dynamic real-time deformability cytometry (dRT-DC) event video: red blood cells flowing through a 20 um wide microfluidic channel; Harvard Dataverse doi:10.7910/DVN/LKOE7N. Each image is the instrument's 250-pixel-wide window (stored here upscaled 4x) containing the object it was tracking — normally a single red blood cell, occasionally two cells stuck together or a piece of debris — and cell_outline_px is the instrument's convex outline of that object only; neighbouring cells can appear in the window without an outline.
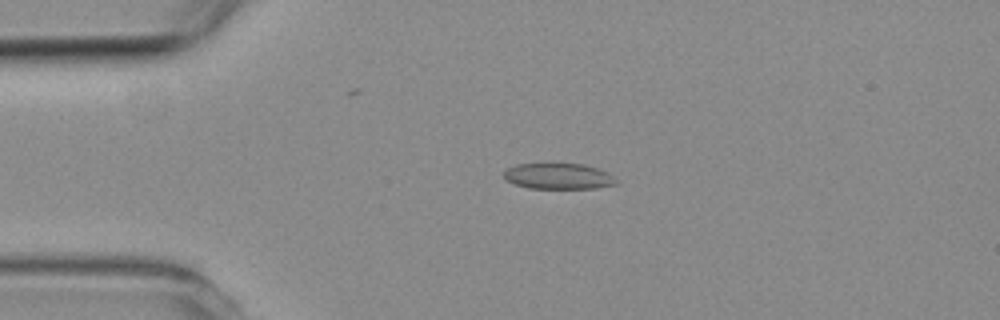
{"species": "common noctule bat (a hibernating species)", "species_latin": "Nyctalus noctula", "temperature_condition": "room temperature", "stored_images_in_passage": 3, "camera_frame_rate_fps": 3000, "um_per_image_px": 0.085, "animal": {"sex": "female", "body_mass_g": 19.3, "forearm_length_mm": 54.1}, "frame": {"image": 1, "passage_image": 2, "time_ms": 1.333, "image_size_px": [1000, 320], "cell_outline_px": [[620, 184], [596, 188], [528, 188], [504, 180], [504, 172], [508, 168], [516, 164], [584, 164], [608, 172]], "centroid_in_image_um": [47.48, 14.98], "position_along_channel_um": 37.5, "area_um2": 16.88}}